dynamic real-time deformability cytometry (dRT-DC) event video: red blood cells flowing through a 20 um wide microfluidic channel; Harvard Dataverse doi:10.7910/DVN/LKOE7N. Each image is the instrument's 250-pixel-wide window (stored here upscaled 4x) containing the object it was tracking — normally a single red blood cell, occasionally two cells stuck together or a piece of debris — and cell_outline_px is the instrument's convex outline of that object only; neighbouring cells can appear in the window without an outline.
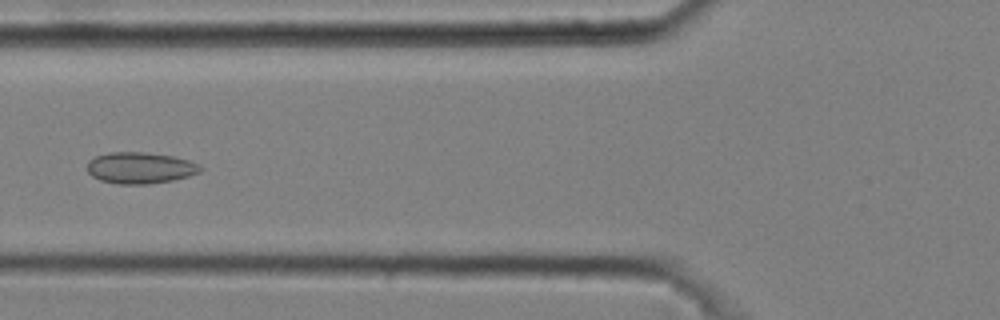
{"species": "common noctule bat (a hibernating species)", "species_latin": "Nyctalus noctula", "temperature_condition": "cold", "stored_images_in_passage": 5, "camera_frame_rate_fps": 3000, "um_per_image_px": 0.085, "animal": {"sex": "male", "body_mass_g": 20.4}, "frame": {"image": 1, "passage_image": 5, "time_ms": 1.333, "image_size_px": [1000, 320], "cell_outline_px": [[204, 168], [200, 172], [188, 176], [172, 180], [148, 184], [116, 184], [100, 180], [92, 176], [88, 172], [88, 160], [96, 156], [108, 152], [144, 152], [172, 156], [188, 160], [200, 164]], "centroid_in_image_um": [11.92, 14.27], "position_along_channel_um": 113.9, "area_um2": 20.75}}